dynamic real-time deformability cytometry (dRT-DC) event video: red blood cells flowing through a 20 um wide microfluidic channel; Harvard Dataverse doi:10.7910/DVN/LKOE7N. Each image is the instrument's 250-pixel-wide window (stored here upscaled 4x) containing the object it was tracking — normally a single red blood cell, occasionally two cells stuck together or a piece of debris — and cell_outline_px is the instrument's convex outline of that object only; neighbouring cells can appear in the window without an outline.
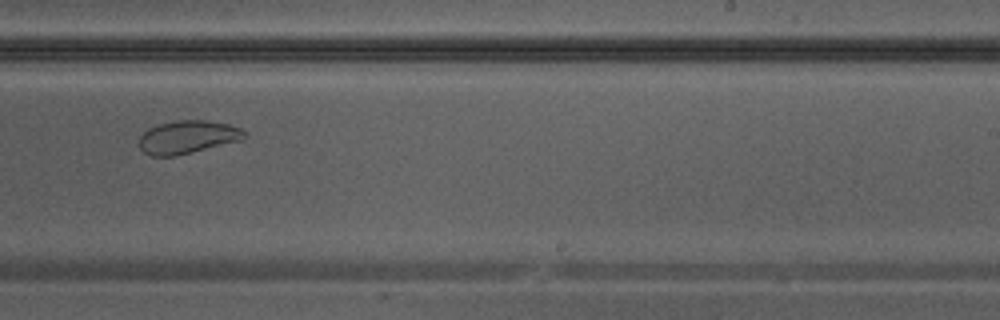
{"species": "Egyptian fruit bat (a non-hibernating species)", "species_latin": "Rousettus aegyptiacus", "temperature_condition": "warm", "stored_images_in_passage": 37, "camera_frame_rate_fps": 3000, "um_per_image_px": 0.085, "animal": {"sex": "male"}, "frame": {"image": 1, "passage_image": 22, "time_ms": 7.0, "image_size_px": [1000, 320], "cell_outline_px": [[248, 136], [244, 140], [176, 156], [152, 156], [144, 152], [140, 148], [140, 136], [148, 128], [160, 124], [176, 120], [208, 120], [228, 124], [240, 128], [248, 132]], "centroid_in_image_um": [16.01, 11.65], "position_along_channel_um": 273.0, "area_um2": 20.52}}
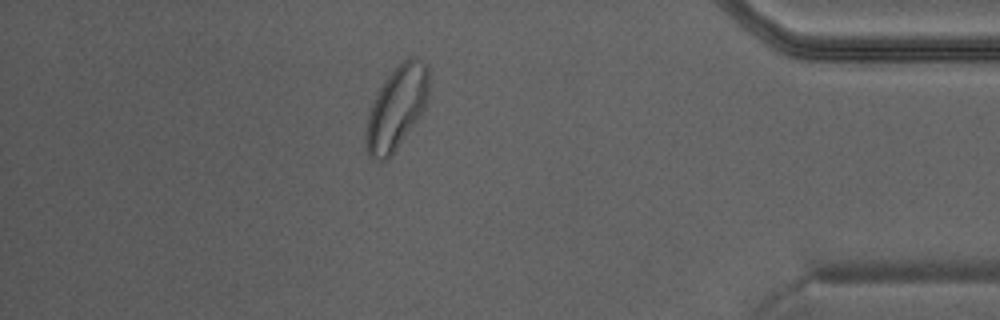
{"frame": {"image": 2, "passage_image": 32, "time_ms": 10.333, "image_size_px": [1000, 320], "cell_outline_px": [[428, 96], [424, 108], [420, 116], [396, 148], [384, 160], [368, 156], [364, 148], [364, 136], [368, 112], [380, 88], [396, 64], [408, 56], [416, 56], [428, 64]], "centroid_in_image_um": [33.7, 9.11], "position_along_channel_um": 401.5, "area_um2": 30.4}}